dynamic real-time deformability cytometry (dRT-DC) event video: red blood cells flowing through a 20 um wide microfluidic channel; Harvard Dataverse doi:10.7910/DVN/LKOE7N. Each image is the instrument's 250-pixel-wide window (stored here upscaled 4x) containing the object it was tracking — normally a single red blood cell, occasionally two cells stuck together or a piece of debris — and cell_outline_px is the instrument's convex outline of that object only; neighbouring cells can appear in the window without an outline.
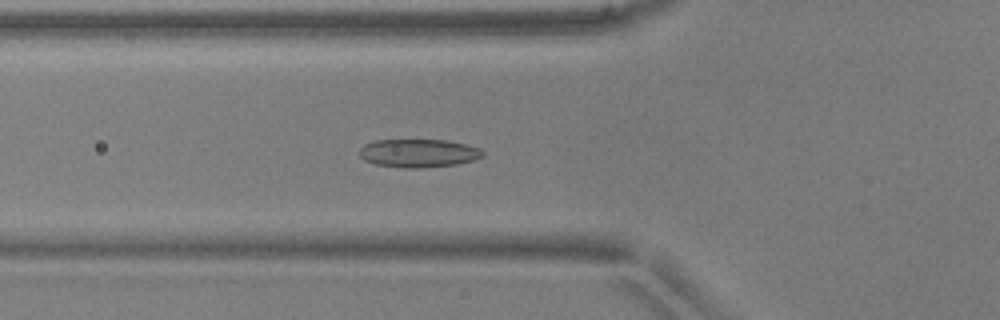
{"species": "common noctule bat (a hibernating species)", "species_latin": "Nyctalus noctula", "temperature_condition": "warm", "stored_images_in_passage": 53, "segment_of_instrument_passage": [1, 2], "camera_frame_rate_fps": 3000, "um_per_image_px": 0.085, "animal": {"sex": "male", "body_mass_g": 17.9, "forearm_length_mm": 54.2}, "frame": {"image": 1, "passage_image": 19, "time_ms": 6.0, "image_size_px": [1000, 320], "cell_outline_px": [[484, 156], [472, 160], [456, 164], [424, 168], [404, 168], [376, 164], [364, 160], [360, 156], [360, 148], [364, 144], [376, 140], [448, 140], [480, 148], [484, 152]], "centroid_in_image_um": [35.57, 13.02], "position_along_channel_um": 90.2, "area_um2": 20.29}}
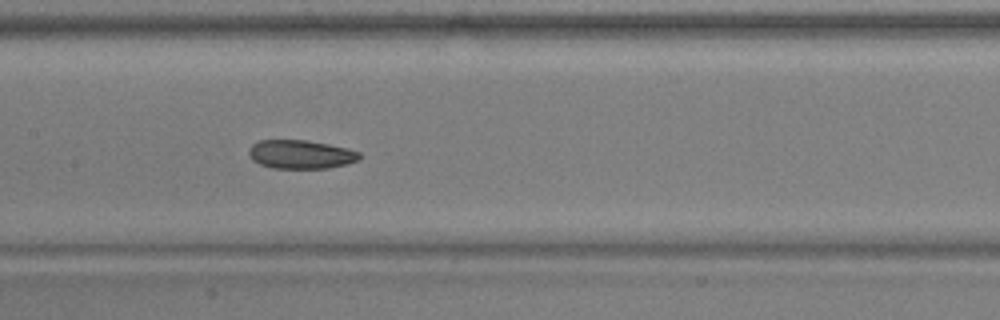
{"frame": {"image": 2, "passage_image": 26, "time_ms": 8.333, "image_size_px": [1000, 320], "cell_outline_px": [[360, 160], [348, 164], [328, 168], [272, 168], [260, 164], [252, 160], [248, 156], [248, 148], [252, 144], [260, 140], [304, 140], [328, 144], [348, 148], [360, 152]], "centroid_in_image_um": [25.56, 13.12], "position_along_channel_um": 181.8, "area_um2": 18.67}}
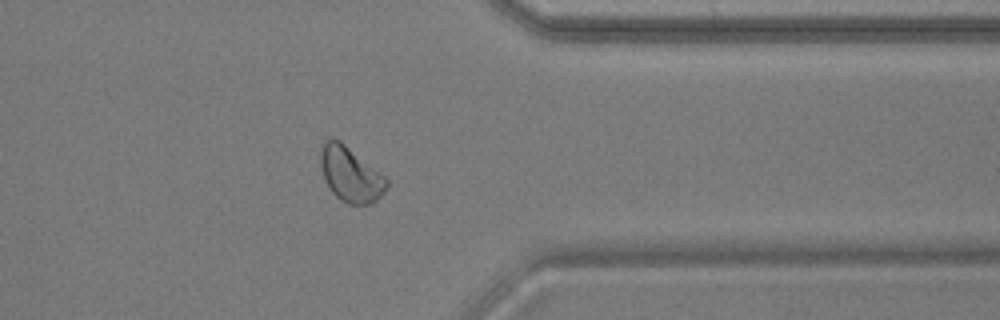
{"frame": {"image": 3, "passage_image": 42, "time_ms": 13.667, "image_size_px": [1000, 320], "cell_outline_px": [[388, 184], [384, 192], [372, 204], [348, 204], [340, 200], [332, 192], [324, 180], [320, 164], [320, 148], [328, 140], [340, 140], [384, 176], [388, 180]], "centroid_in_image_um": [29.78, 14.85], "position_along_channel_um": 381.6, "area_um2": 20.87}}